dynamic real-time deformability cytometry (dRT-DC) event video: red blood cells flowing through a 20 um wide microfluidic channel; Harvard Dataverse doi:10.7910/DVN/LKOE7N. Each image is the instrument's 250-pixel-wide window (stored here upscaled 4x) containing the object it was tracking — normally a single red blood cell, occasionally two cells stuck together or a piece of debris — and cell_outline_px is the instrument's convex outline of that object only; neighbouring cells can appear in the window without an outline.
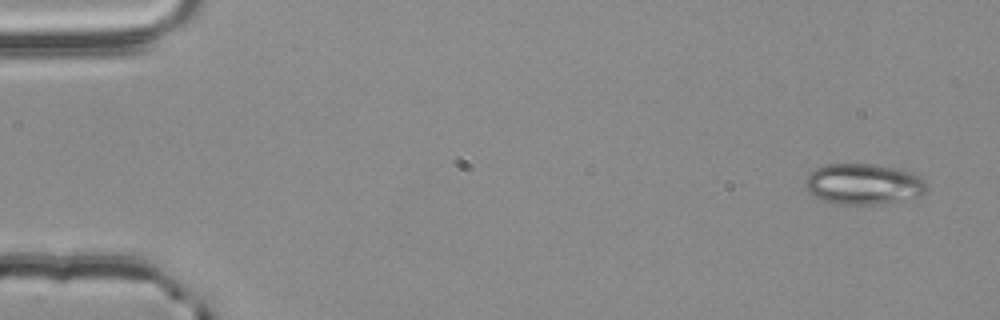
{"species": "common noctule bat (a hibernating species)", "species_latin": "Nyctalus noctula", "temperature_condition": "room temperature", "stored_images_in_passage": 54, "camera_frame_rate_fps": 3000, "um_per_image_px": 0.085, "animal": {"sex": "male", "body_mass_g": 20.4}, "frame": {"image": 1, "passage_image": 1, "time_ms": 0.0, "image_size_px": [1000, 320], "cell_outline_px": [[928, 188], [920, 196], [880, 204], [836, 204], [824, 200], [808, 192], [804, 188], [804, 180], [816, 168], [828, 164], [872, 164], [900, 168], [912, 172], [920, 176]], "centroid_in_image_um": [73.4, 15.64], "position_along_channel_um": 11.6, "area_um2": 28.9}}
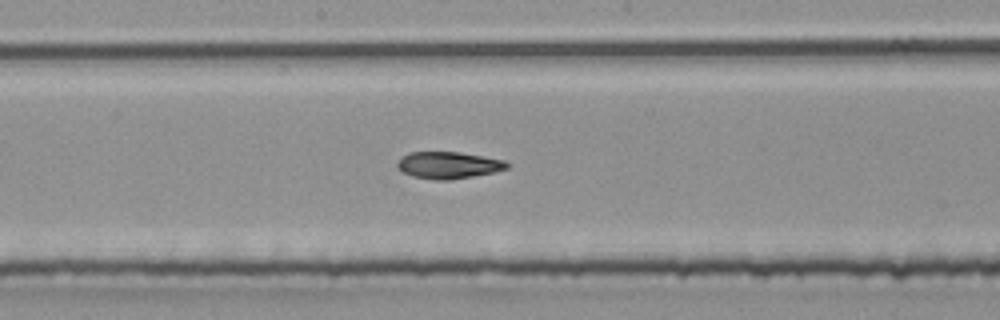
{"frame": {"image": 2, "passage_image": 28, "time_ms": 9.0, "image_size_px": [1000, 320], "cell_outline_px": [[508, 168], [492, 172], [452, 180], [436, 180], [412, 176], [404, 172], [396, 164], [400, 156], [408, 152], [460, 152], [504, 160], [508, 164]], "centroid_in_image_um": [38.08, 14.03], "position_along_channel_um": 210.1, "area_um2": 17.05}}
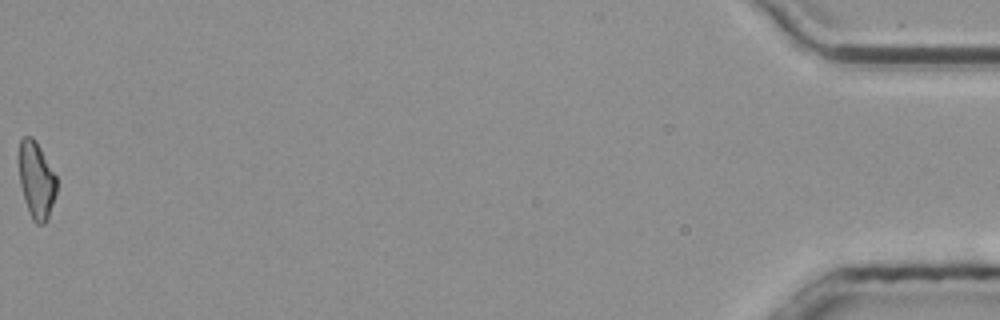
{"frame": {"image": 3, "passage_image": 54, "time_ms": 17.667, "image_size_px": [1000, 320], "cell_outline_px": [[56, 196], [48, 220], [44, 224], [36, 224], [32, 220], [24, 200], [20, 184], [16, 156], [20, 140], [24, 136], [32, 136], [40, 148], [56, 176]], "centroid_in_image_um": [3.05, 15.31], "position_along_channel_um": 432.1, "area_um2": 17.34}, "authors_computed_cell_mechanics": {"area_um2": 17.4845, "velocity_mm_per_s": 3.7969, "shape_relaxation_time_tau1_ms": null, "shape_relaxation_time_tau2_ms": 5.0464, "deformation_change_tau1": null, "deformation_change_tau2": 0.1191}}